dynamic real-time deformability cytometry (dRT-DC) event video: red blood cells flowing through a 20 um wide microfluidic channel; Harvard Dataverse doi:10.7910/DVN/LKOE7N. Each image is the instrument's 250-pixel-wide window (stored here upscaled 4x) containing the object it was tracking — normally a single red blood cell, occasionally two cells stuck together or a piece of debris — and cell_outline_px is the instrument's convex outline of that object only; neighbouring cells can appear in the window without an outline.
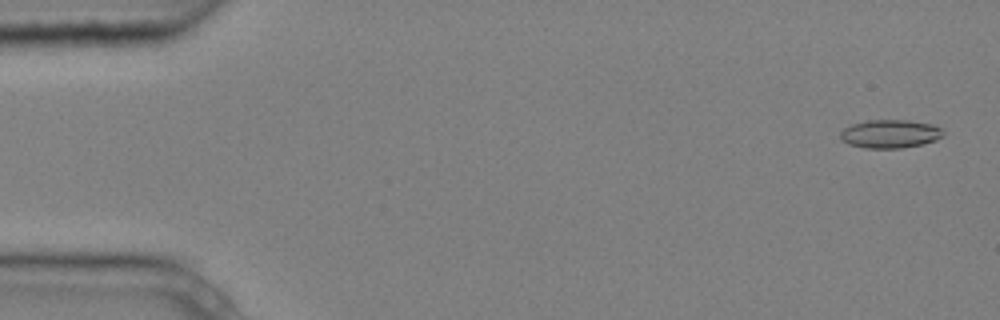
{"species": "common noctule bat (a hibernating species)", "species_latin": "Nyctalus noctula", "temperature_condition": "cold", "stored_images_in_passage": 5, "camera_frame_rate_fps": 3000, "um_per_image_px": 0.085, "animal": {"sex": "male", "body_mass_g": 20.4}, "frame": {"image": 1, "passage_image": 1, "time_ms": 0.0, "image_size_px": [1000, 320], "cell_outline_px": [[944, 136], [936, 140], [924, 144], [900, 148], [864, 148], [848, 144], [840, 140], [840, 132], [844, 128], [852, 124], [864, 120], [908, 120], [932, 124], [940, 128], [944, 132]], "centroid_in_image_um": [75.65, 11.38], "position_along_channel_um": 9.4, "area_um2": 17.22}}
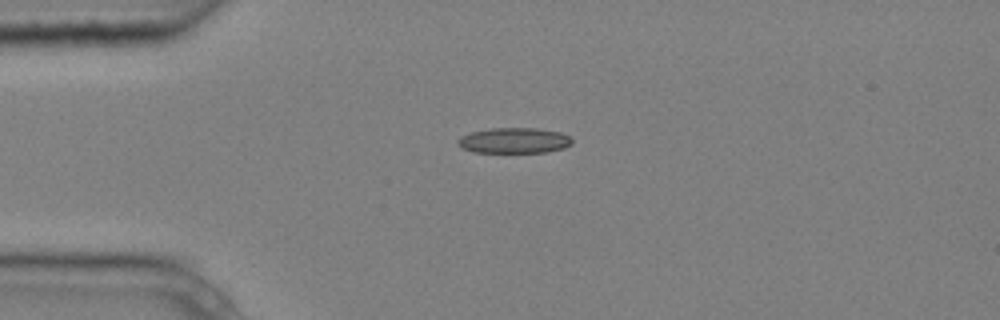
{"frame": {"image": 2, "passage_image": 4, "time_ms": 1.0, "image_size_px": [1000, 320], "cell_outline_px": [[572, 144], [564, 148], [548, 152], [472, 152], [460, 148], [456, 144], [456, 140], [460, 136], [472, 132], [492, 128], [536, 128], [560, 132], [568, 136], [572, 140]], "centroid_in_image_um": [43.66, 11.95], "position_along_channel_um": 41.3, "area_um2": 17.11}}